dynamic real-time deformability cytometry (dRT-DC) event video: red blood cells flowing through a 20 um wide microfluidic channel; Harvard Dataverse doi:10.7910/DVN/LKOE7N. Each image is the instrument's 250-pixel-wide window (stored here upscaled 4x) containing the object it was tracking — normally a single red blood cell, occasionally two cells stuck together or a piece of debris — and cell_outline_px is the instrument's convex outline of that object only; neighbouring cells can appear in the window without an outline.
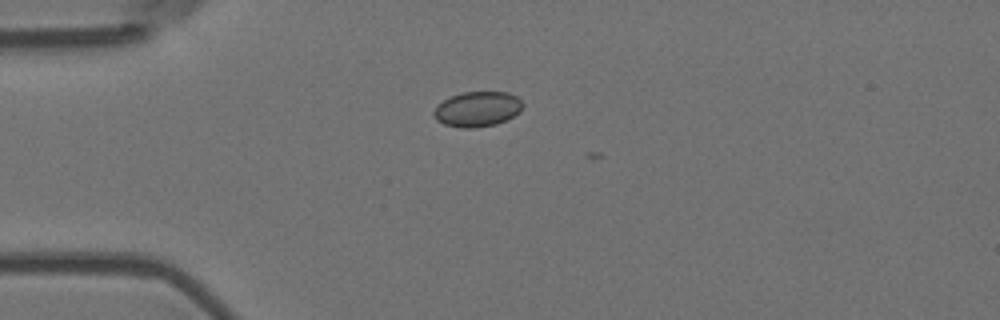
{"species": "Egyptian fruit bat (a non-hibernating species)", "species_latin": "Rousettus aegyptiacus", "temperature_condition": "room temperature", "stored_images_in_passage": 4, "camera_frame_rate_fps": 3000, "um_per_image_px": 0.085, "animal": {"sex": "female"}, "frame": {"image": 1, "passage_image": 1, "time_ms": 0.0, "image_size_px": [1000, 320], "cell_outline_px": [[524, 104], [520, 112], [496, 124], [472, 128], [460, 128], [444, 124], [436, 120], [432, 116], [432, 112], [436, 104], [452, 96], [464, 92], [508, 92], [516, 96]], "centroid_in_image_um": [40.54, 9.27], "position_along_channel_um": 44.5, "area_um2": 18.26}}